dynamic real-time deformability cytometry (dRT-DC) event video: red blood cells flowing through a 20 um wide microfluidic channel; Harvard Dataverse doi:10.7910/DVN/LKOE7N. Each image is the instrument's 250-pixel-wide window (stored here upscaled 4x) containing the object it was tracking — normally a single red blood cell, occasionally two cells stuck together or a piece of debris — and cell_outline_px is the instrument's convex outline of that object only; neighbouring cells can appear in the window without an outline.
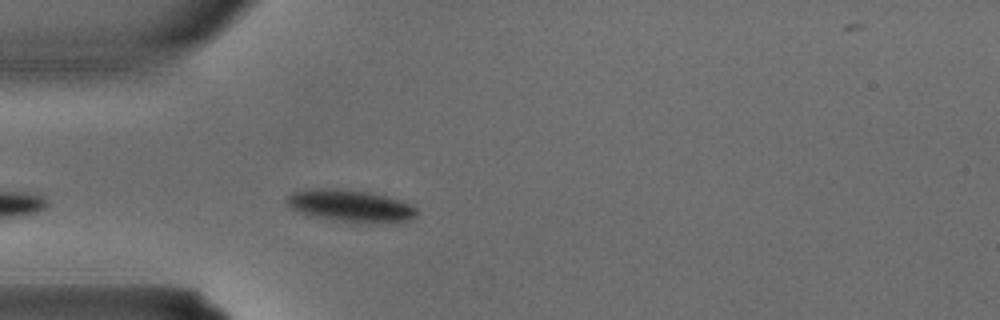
{"species": "common noctule bat (a hibernating species)", "species_latin": "Nyctalus noctula", "temperature_condition": "warm", "stored_images_in_passage": 3, "camera_frame_rate_fps": 3000, "um_per_image_px": 0.085, "animal": {"sex": "male", "body_mass_g": 15.6}, "frame": {"image": 1, "passage_image": 3, "time_ms": 0.667, "image_size_px": [1000, 320], "cell_outline_px": [[420, 212], [416, 216], [408, 220], [332, 220], [312, 216], [300, 212], [292, 208], [284, 200], [284, 196], [292, 192], [304, 188], [340, 188], [368, 192], [400, 200], [412, 204]], "centroid_in_image_um": [29.68, 17.43], "position_along_channel_um": 55.3, "area_um2": 23.7}}